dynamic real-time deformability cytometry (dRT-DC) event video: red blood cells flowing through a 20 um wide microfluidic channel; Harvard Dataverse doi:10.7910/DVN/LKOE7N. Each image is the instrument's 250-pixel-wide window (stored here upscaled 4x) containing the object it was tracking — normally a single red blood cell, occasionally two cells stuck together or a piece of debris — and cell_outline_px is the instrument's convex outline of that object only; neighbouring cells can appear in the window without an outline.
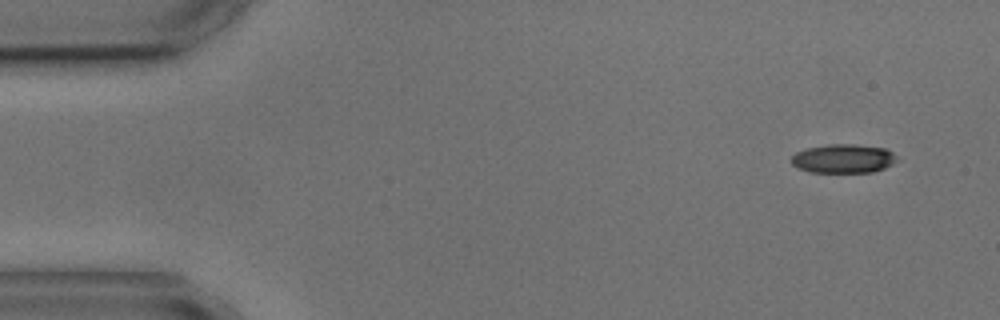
{"species": "common noctule bat (a hibernating species)", "species_latin": "Nyctalus noctula", "temperature_condition": "cold", "stored_images_in_passage": 6, "camera_frame_rate_fps": 3000, "um_per_image_px": 0.085, "animal": {"sex": "male", "body_mass_g": 17.9, "forearm_length_mm": 54.2}, "frame": {"image": 1, "passage_image": 1, "time_ms": 0.0, "image_size_px": [1000, 320], "cell_outline_px": [[900, 160], [884, 168], [872, 172], [808, 172], [796, 168], [792, 164], [792, 156], [796, 152], [804, 148], [832, 144], [852, 144], [884, 148], [892, 152]], "centroid_in_image_um": [71.67, 13.48], "position_along_channel_um": 13.3, "area_um2": 17.86}}
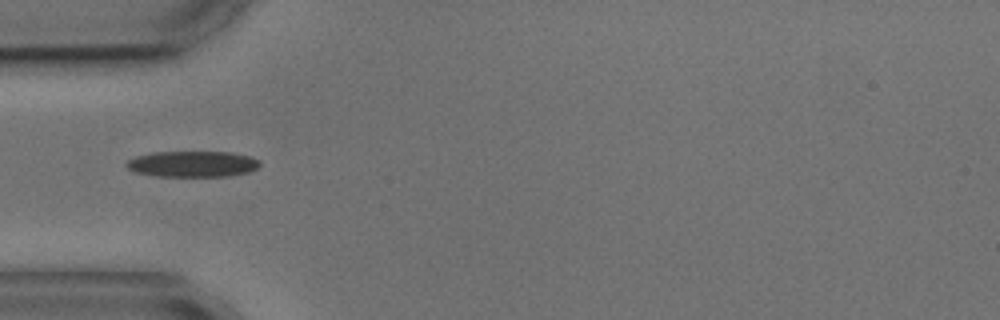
{"frame": {"image": 2, "passage_image": 4, "time_ms": 4.333, "image_size_px": [1000, 320], "cell_outline_px": [[260, 164], [256, 168], [248, 172], [224, 176], [156, 176], [136, 172], [128, 168], [124, 164], [128, 160], [136, 156], [152, 152], [232, 152], [252, 156], [260, 160]], "centroid_in_image_um": [16.37, 13.93], "position_along_channel_um": 68.6, "area_um2": 20.17}}